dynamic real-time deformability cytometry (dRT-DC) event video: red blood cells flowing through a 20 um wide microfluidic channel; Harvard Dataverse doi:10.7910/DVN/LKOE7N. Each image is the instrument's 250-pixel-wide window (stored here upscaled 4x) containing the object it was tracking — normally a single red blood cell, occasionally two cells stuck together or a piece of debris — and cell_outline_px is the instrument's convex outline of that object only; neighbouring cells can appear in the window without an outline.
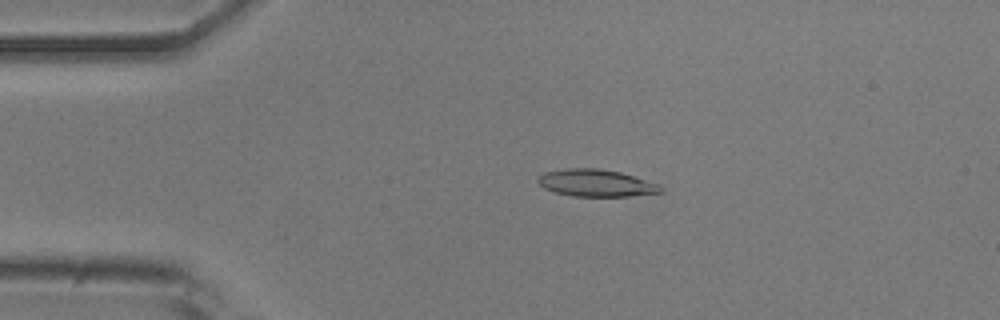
{"species": "common noctule bat (a hibernating species)", "species_latin": "Nyctalus noctula", "temperature_condition": "room temperature", "stored_images_in_passage": 52, "camera_frame_rate_fps": 3000, "um_per_image_px": 0.085, "animal": {"sex": "male", "body_mass_g": 20.5, "forearm_length_mm": 52.5}, "frame": {"image": 1, "passage_image": 11, "time_ms": 3.333, "image_size_px": [1000, 320], "cell_outline_px": [[664, 188], [660, 192], [628, 196], [572, 196], [556, 192], [544, 188], [536, 180], [544, 172], [564, 168], [600, 168], [620, 172], [660, 184]], "centroid_in_image_um": [50.66, 15.54], "position_along_channel_um": 34.3, "area_um2": 19.36}}
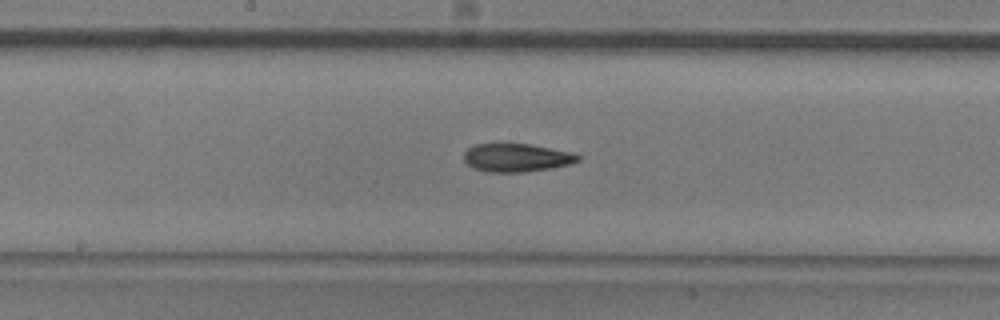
{"frame": {"image": 2, "passage_image": 27, "time_ms": 8.667, "image_size_px": [1000, 320], "cell_outline_px": [[580, 160], [568, 164], [548, 168], [524, 172], [488, 172], [472, 168], [464, 160], [464, 152], [468, 148], [476, 144], [500, 140], [528, 144], [576, 152], [580, 156]], "centroid_in_image_um": [43.86, 13.35], "position_along_channel_um": 204.3, "area_um2": 19.48}}
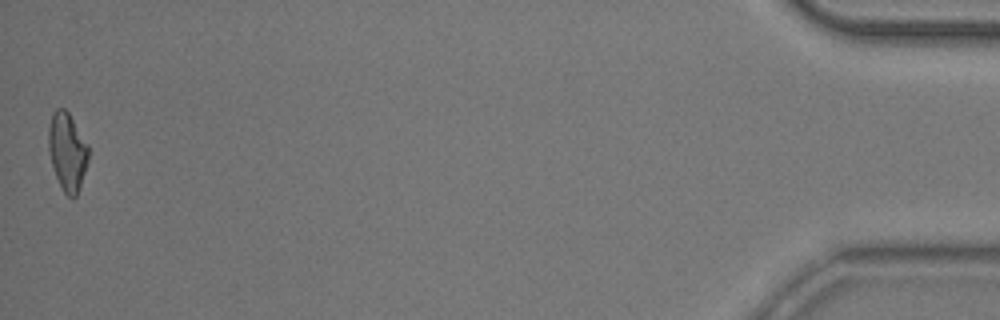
{"frame": {"image": 3, "passage_image": 52, "time_ms": 17.0, "image_size_px": [1000, 320], "cell_outline_px": [[88, 160], [76, 196], [68, 196], [64, 192], [56, 176], [52, 164], [48, 148], [48, 128], [52, 112], [56, 108], [64, 108], [68, 112], [88, 144]], "centroid_in_image_um": [5.7, 12.83], "position_along_channel_um": 429.5, "area_um2": 17.86}, "authors_computed_cell_mechanics": {"area_um2": 18.8139, "velocity_mm_per_s": 3.8664, "shape_relaxation_time_tau1_ms": 5.3486, "shape_relaxation_time_tau2_ms": 7.0884, "deformation_change_tau1": 0.1733, "deformation_change_tau2": 0.1827}}